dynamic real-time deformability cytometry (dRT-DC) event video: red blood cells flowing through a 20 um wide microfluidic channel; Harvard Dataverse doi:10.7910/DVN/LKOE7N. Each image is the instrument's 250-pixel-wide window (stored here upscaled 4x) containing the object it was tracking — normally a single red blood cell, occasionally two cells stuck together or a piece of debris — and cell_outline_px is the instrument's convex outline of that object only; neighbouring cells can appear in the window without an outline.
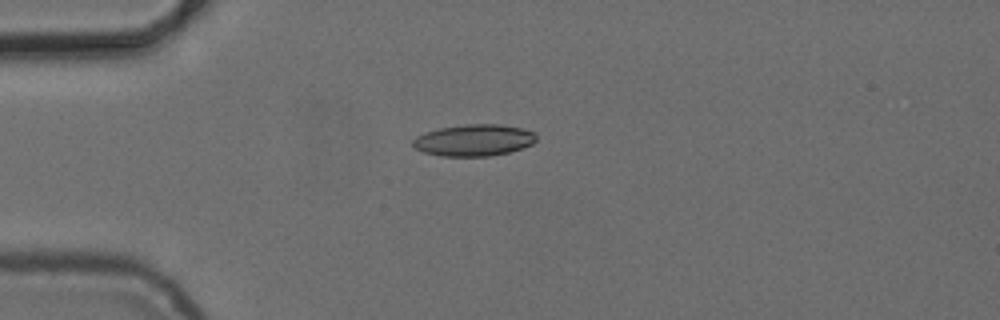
{"species": "common noctule bat (a hibernating species)", "species_latin": "Nyctalus noctula", "temperature_condition": "cold", "stored_images_in_passage": 5, "camera_frame_rate_fps": 3000, "um_per_image_px": 0.085, "animal": {"sex": "female", "body_mass_g": 24.6, "forearm_length_mm": 56.2}, "frame": {"image": 1, "passage_image": 4, "time_ms": 3.667, "image_size_px": [1000, 320], "cell_outline_px": [[536, 140], [532, 144], [508, 152], [488, 156], [440, 156], [424, 152], [416, 148], [412, 144], [412, 140], [416, 136], [424, 132], [440, 128], [468, 124], [500, 124], [520, 128], [536, 132]], "centroid_in_image_um": [40.27, 11.91], "position_along_channel_um": 44.7, "area_um2": 22.66}}